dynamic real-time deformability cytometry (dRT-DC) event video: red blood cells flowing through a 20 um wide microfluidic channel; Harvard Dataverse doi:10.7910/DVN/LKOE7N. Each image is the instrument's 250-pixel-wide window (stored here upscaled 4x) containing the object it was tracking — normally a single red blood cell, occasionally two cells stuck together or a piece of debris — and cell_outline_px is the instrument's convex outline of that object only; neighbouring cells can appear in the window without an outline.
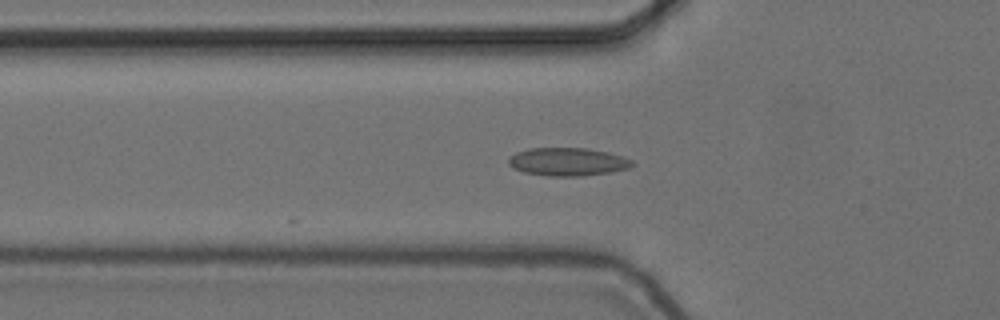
{"species": "common noctule bat (a hibernating species)", "species_latin": "Nyctalus noctula", "temperature_condition": "cold", "stored_images_in_passage": 16, "camera_frame_rate_fps": 3000, "um_per_image_px": 0.085, "animal": {"sex": "female", "body_mass_g": 24.6, "forearm_length_mm": 56.2}, "frame": {"image": 1, "passage_image": 3, "time_ms": 0.667, "image_size_px": [1000, 320], "cell_outline_px": [[636, 164], [628, 168], [612, 172], [580, 176], [548, 176], [524, 172], [512, 168], [508, 164], [508, 156], [516, 152], [528, 148], [588, 148], [608, 152], [624, 156], [632, 160]], "centroid_in_image_um": [48.25, 13.74], "position_along_channel_um": 77.6, "area_um2": 20.52}}
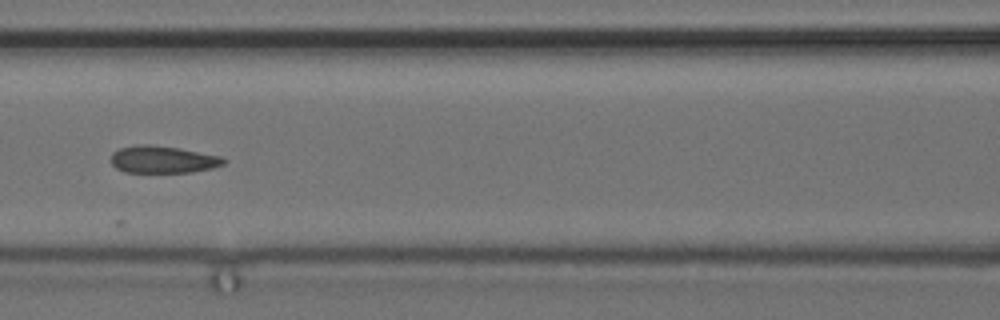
{"frame": {"image": 2, "passage_image": 9, "time_ms": 2.667, "image_size_px": [1000, 320], "cell_outline_px": [[228, 160], [224, 164], [212, 168], [192, 172], [124, 172], [116, 168], [112, 164], [112, 152], [120, 148], [136, 144], [148, 144], [180, 148], [220, 156]], "centroid_in_image_um": [13.85, 13.55], "position_along_channel_um": 152.8, "area_um2": 17.92}}
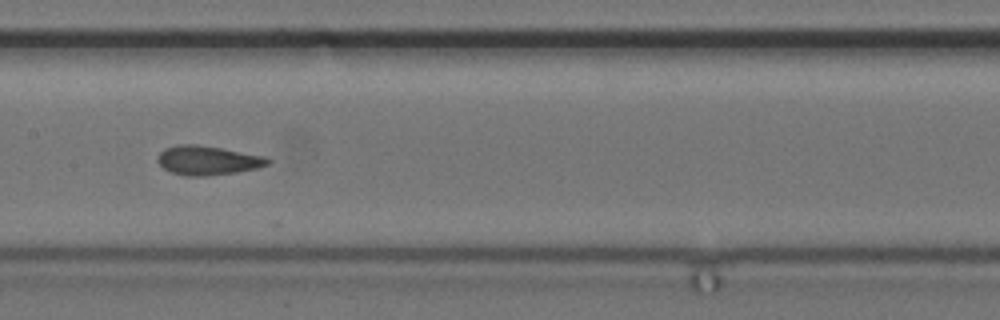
{"frame": {"image": 3, "passage_image": 12, "time_ms": 3.667, "image_size_px": [1000, 320], "cell_outline_px": [[272, 160], [268, 164], [260, 168], [236, 172], [204, 176], [188, 176], [172, 172], [164, 168], [156, 160], [156, 156], [164, 148], [176, 144], [196, 144], [268, 156]], "centroid_in_image_um": [17.68, 13.62], "position_along_channel_um": 189.7, "area_um2": 18.9}}